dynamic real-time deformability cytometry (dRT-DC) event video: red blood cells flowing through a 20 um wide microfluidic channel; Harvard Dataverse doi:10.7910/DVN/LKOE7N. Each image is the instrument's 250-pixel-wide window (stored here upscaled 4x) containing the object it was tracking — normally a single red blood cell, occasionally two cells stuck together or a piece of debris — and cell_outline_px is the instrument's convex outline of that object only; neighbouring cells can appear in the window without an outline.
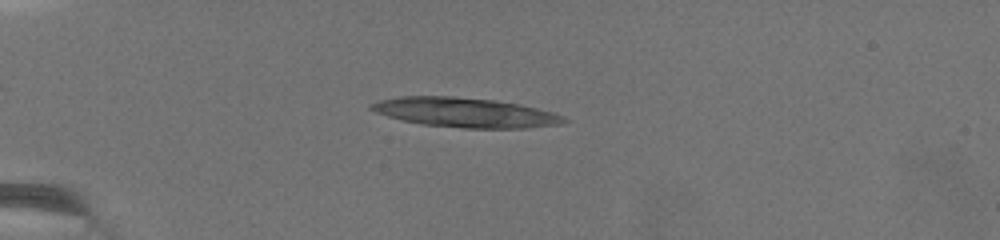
{"species": "common noctule bat (a hibernating species)", "species_latin": "Nyctalus noctula", "temperature_condition": "warm", "stored_images_in_passage": 12, "camera_frame_rate_fps": 3000, "um_per_image_px": 0.085, "animal": {"sex": "female", "body_mass_g": 19.5, "forearm_length_mm": 54.1}, "frame": {"image": 1, "passage_image": 5, "time_ms": 2.333, "image_size_px": [1000, 240], "cell_outline_px": [[568, 120], [560, 124], [524, 128], [464, 128], [424, 124], [404, 120], [388, 116], [376, 112], [368, 108], [368, 104], [380, 100], [400, 96], [452, 96], [492, 100], [520, 104], [552, 112], [564, 116]], "centroid_in_image_um": [39.52, 9.56], "position_along_channel_um": 45.5, "area_um2": 32.95}}